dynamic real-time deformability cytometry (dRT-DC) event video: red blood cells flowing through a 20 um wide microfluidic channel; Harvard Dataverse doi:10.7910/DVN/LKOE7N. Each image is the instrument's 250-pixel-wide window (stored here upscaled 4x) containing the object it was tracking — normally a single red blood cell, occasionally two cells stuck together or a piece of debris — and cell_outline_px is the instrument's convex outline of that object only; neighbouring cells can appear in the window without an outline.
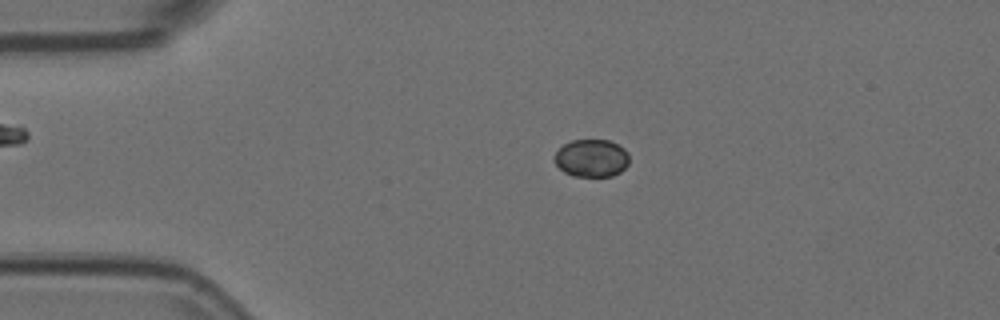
{"species": "Egyptian fruit bat (a non-hibernating species)", "species_latin": "Rousettus aegyptiacus", "temperature_condition": "room temperature", "stored_images_in_passage": 55, "camera_frame_rate_fps": 3000, "um_per_image_px": 0.085, "animal": {"sex": "female"}, "frame": {"image": 1, "passage_image": 12, "time_ms": 3.667, "image_size_px": [1000, 320], "cell_outline_px": [[628, 164], [620, 172], [612, 176], [572, 176], [564, 172], [552, 160], [552, 156], [564, 144], [572, 140], [608, 140], [624, 148], [628, 152]], "centroid_in_image_um": [50.25, 13.44], "position_along_channel_um": 34.7, "area_um2": 16.47}}
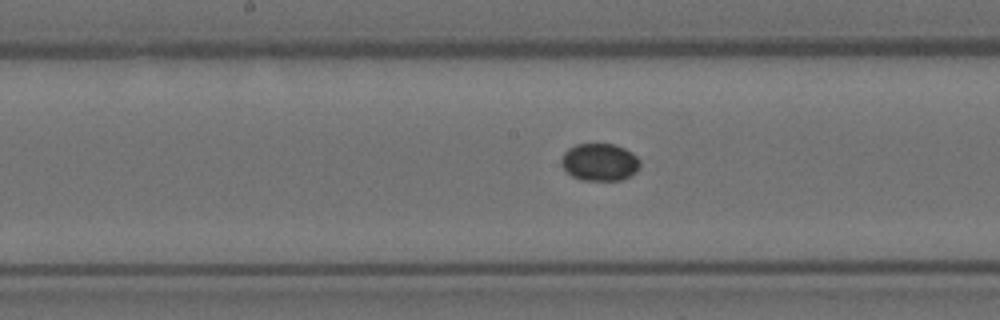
{"frame": {"image": 2, "passage_image": 28, "time_ms": 9.0, "image_size_px": [1000, 320], "cell_outline_px": [[640, 164], [636, 172], [620, 180], [580, 180], [572, 176], [560, 164], [560, 160], [564, 152], [568, 148], [576, 144], [616, 144], [632, 152], [640, 160]], "centroid_in_image_um": [50.96, 13.77], "position_along_channel_um": 197.2, "area_um2": 17.22}}
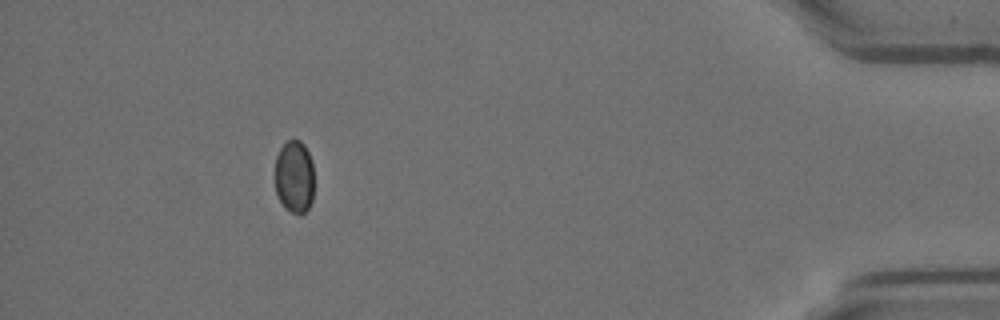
{"frame": {"image": 3, "passage_image": 50, "time_ms": 16.333, "image_size_px": [1000, 320], "cell_outline_px": [[312, 200], [308, 208], [300, 216], [284, 208], [276, 192], [276, 156], [280, 148], [292, 136], [300, 140], [304, 144], [312, 160]], "centroid_in_image_um": [25.01, 14.99], "position_along_channel_um": 410.2, "area_um2": 16.65}}